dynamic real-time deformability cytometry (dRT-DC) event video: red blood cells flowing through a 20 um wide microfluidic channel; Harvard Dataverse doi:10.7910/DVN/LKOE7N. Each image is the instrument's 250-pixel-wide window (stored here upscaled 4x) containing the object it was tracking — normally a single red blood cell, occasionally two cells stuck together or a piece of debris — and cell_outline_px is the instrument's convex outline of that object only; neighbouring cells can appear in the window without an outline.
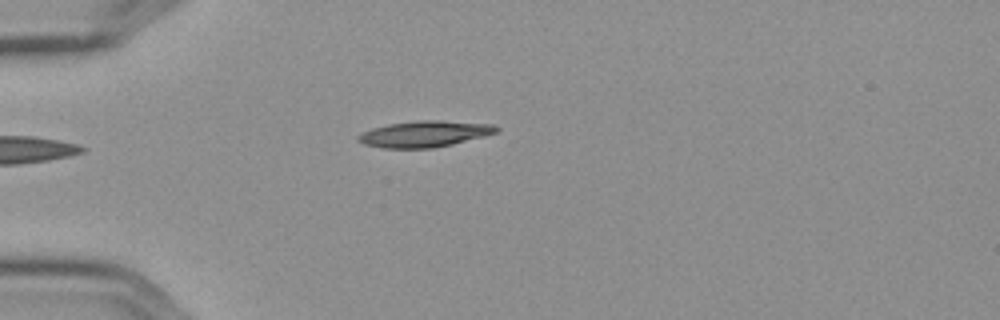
{"species": "Egyptian fruit bat (a non-hibernating species)", "species_latin": "Rousettus aegyptiacus", "temperature_condition": "cold", "stored_images_in_passage": 7, "camera_frame_rate_fps": 3000, "um_per_image_px": 0.085, "frame": {"image": 1, "passage_image": 1, "time_ms": 0.0, "image_size_px": [1000, 320], "cell_outline_px": [[500, 128], [496, 132], [484, 136], [452, 144], [432, 148], [384, 148], [364, 144], [356, 140], [356, 136], [360, 132], [372, 128], [388, 124], [416, 120], [440, 120], [492, 124]], "centroid_in_image_um": [36.04, 11.38], "position_along_channel_um": 49.0, "area_um2": 21.15}}
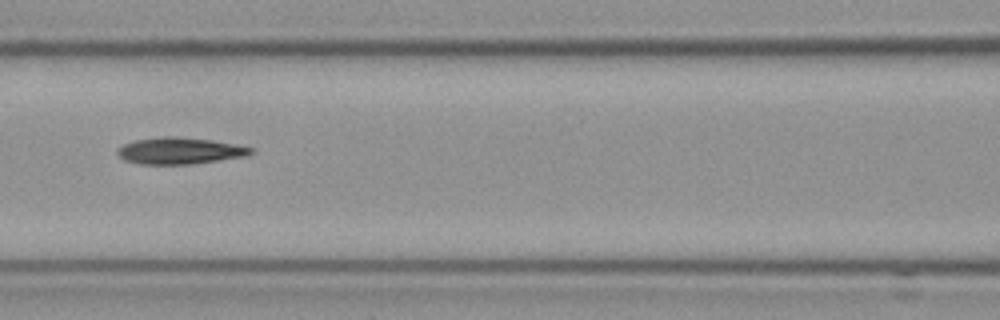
{"frame": {"image": 2, "passage_image": 4, "time_ms": 1.0, "image_size_px": [1000, 320], "cell_outline_px": [[256, 152], [248, 156], [192, 164], [140, 164], [124, 160], [116, 152], [116, 148], [124, 144], [136, 140], [164, 136], [172, 136], [212, 140], [256, 148]], "centroid_in_image_um": [15.32, 12.82], "position_along_channel_um": 151.3, "area_um2": 20.81}}
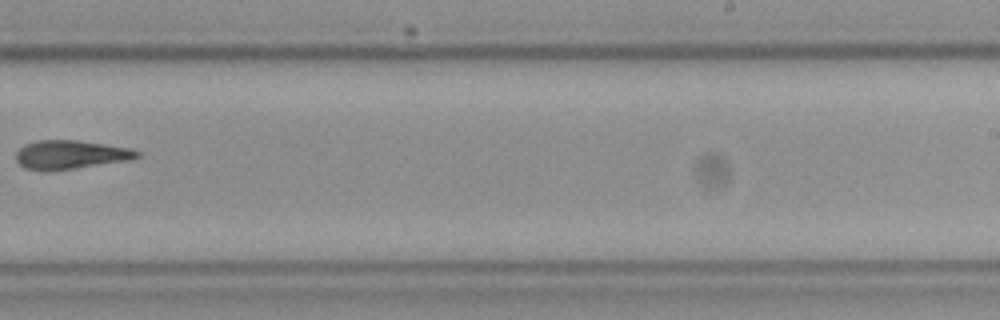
{"frame": {"image": 3, "passage_image": 7, "time_ms": 2.0, "image_size_px": [1000, 320], "cell_outline_px": [[140, 156], [128, 160], [72, 168], [24, 168], [16, 160], [16, 152], [24, 144], [36, 140], [76, 140], [132, 148], [140, 152]], "centroid_in_image_um": [6.02, 13.1], "position_along_channel_um": 283.0, "area_um2": 19.54}}